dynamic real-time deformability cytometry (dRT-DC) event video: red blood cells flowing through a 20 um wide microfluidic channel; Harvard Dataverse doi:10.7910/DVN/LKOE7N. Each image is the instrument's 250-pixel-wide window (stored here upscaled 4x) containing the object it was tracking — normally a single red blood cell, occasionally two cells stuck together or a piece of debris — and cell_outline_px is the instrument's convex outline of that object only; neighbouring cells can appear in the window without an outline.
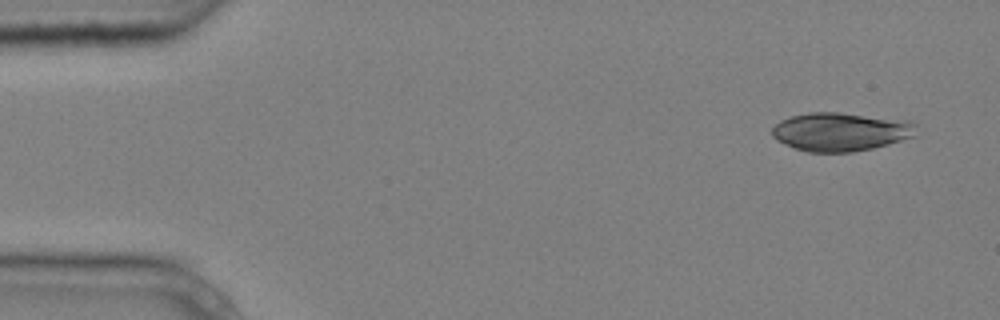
{"species": "common noctule bat (a hibernating species)", "species_latin": "Nyctalus noctula", "temperature_condition": "cold", "stored_images_in_passage": 6, "camera_frame_rate_fps": 3000, "um_per_image_px": 0.085, "animal": {"sex": "male", "body_mass_g": 20.4}, "frame": {"image": 1, "passage_image": 1, "time_ms": 0.0, "image_size_px": [1000, 320], "cell_outline_px": [[916, 136], [888, 144], [872, 148], [852, 152], [808, 152], [796, 148], [776, 140], [772, 136], [772, 128], [780, 120], [792, 116], [808, 112], [840, 112], [912, 120], [916, 124]], "centroid_in_image_um": [71.49, 11.18], "position_along_channel_um": 13.5, "area_um2": 32.66}}